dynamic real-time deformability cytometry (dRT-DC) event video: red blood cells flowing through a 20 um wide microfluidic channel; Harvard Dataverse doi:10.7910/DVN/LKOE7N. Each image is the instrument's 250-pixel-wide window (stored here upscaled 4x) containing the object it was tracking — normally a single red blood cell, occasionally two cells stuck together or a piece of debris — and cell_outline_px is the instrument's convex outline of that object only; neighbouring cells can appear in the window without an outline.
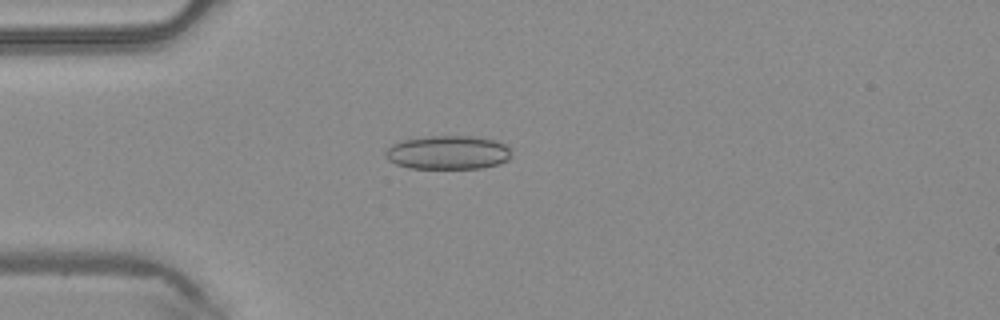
{"species": "common noctule bat (a hibernating species)", "species_latin": "Nyctalus noctula", "temperature_condition": "warm", "stored_images_in_passage": 45, "camera_frame_rate_fps": 3000, "um_per_image_px": 0.085, "animal": {"sex": "male", "body_mass_g": 20.4}, "frame": {"image": 1, "passage_image": 10, "time_ms": 3.0, "image_size_px": [1000, 320], "cell_outline_px": [[512, 156], [508, 160], [500, 164], [480, 168], [408, 168], [396, 164], [388, 160], [384, 156], [384, 152], [392, 144], [404, 140], [428, 136], [472, 136], [496, 140], [504, 144], [508, 148]], "centroid_in_image_um": [38.07, 12.96], "position_along_channel_um": 46.9, "area_um2": 24.85}}
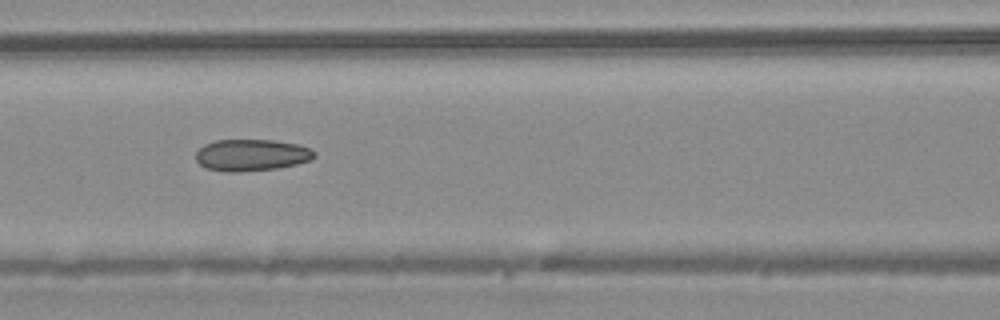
{"frame": {"image": 2, "passage_image": 18, "time_ms": 5.667, "image_size_px": [1000, 320], "cell_outline_px": [[316, 156], [312, 160], [280, 168], [236, 172], [228, 172], [208, 168], [200, 164], [196, 160], [196, 152], [204, 144], [216, 140], [272, 140], [296, 144], [312, 148], [316, 152]], "centroid_in_image_um": [21.42, 13.18], "position_along_channel_um": 145.2, "area_um2": 21.96}}
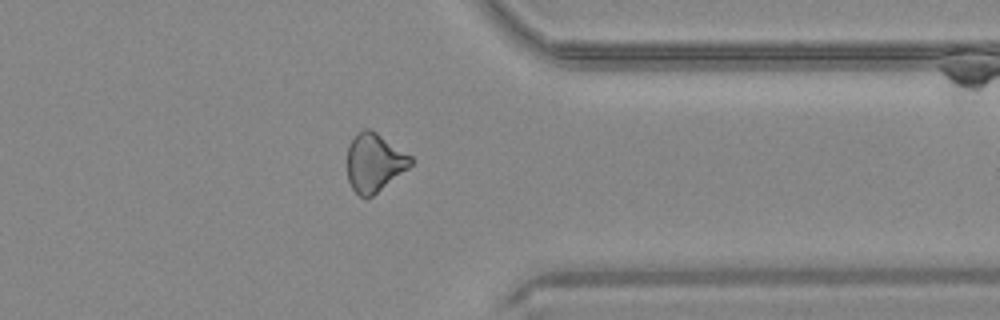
{"frame": {"image": 3, "passage_image": 35, "time_ms": 11.333, "image_size_px": [1000, 320], "cell_outline_px": [[412, 164], [408, 168], [372, 196], [360, 196], [352, 188], [348, 180], [348, 144], [364, 128], [368, 128], [376, 132], [412, 156]], "centroid_in_image_um": [31.82, 13.81], "position_along_channel_um": 379.6, "area_um2": 21.15}, "authors_computed_cell_mechanics": {"area_um2": 21.964, "velocity_mm_per_s": 4.2555, "shape_relaxation_time_tau1_ms": null, "shape_relaxation_time_tau2_ms": 3.5938, "deformation_change_tau1": null, "deformation_change_tau2": 0.1187}}